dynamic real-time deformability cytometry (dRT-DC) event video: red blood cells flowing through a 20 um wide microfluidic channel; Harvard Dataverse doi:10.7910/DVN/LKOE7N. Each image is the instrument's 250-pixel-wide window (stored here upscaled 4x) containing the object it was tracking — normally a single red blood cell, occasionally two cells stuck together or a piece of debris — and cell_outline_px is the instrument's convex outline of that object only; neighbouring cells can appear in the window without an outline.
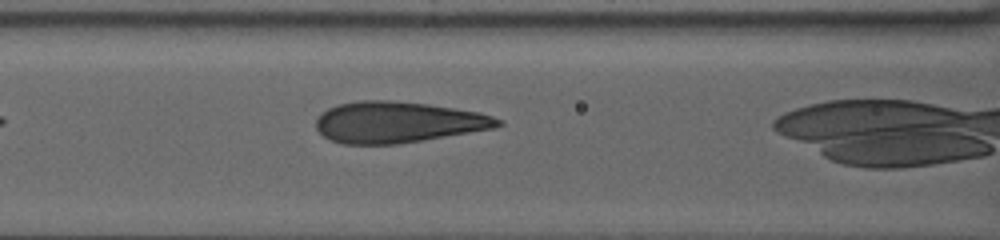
{"species": "human", "species_latin": "Homo sapiens", "temperature_condition": "warm", "stored_images_in_passage": 40, "camera_frame_rate_fps": 3000, "um_per_image_px": 0.085, "donor": {"sex": "female"}, "frame": {"image": 1, "passage_image": 34, "time_ms": 11.0, "image_size_px": [1000, 240], "cell_outline_px": [[504, 124], [496, 128], [396, 144], [344, 144], [332, 140], [324, 136], [316, 128], [316, 120], [320, 112], [328, 108], [340, 104], [360, 100], [388, 100], [428, 104], [480, 112], [492, 116], [500, 120]], "centroid_in_image_um": [33.81, 10.38], "position_along_channel_um": 132.8, "area_um2": 43.41}}